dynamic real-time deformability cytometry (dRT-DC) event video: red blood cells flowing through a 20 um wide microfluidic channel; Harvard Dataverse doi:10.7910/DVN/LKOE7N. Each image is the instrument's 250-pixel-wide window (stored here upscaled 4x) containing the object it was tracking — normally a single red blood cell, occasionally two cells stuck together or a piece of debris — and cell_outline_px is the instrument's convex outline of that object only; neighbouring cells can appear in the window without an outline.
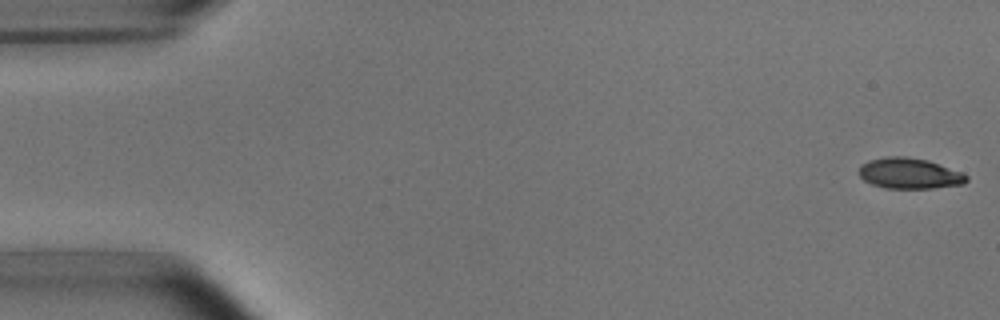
{"species": "common noctule bat (a hibernating species)", "species_latin": "Nyctalus noctula", "temperature_condition": "room temperature", "stored_images_in_passage": 6, "segment_of_instrument_passage": [1, 2], "camera_frame_rate_fps": 3000, "um_per_image_px": 0.085, "animal": {"sex": "male", "body_mass_g": 15.6}, "frame": {"image": 1, "passage_image": 1, "time_ms": 0.0, "image_size_px": [1000, 320], "cell_outline_px": [[968, 180], [964, 184], [932, 188], [884, 188], [872, 184], [864, 180], [860, 176], [860, 164], [868, 160], [888, 156], [904, 156], [928, 160], [964, 172], [968, 176]], "centroid_in_image_um": [77.33, 14.73], "position_along_channel_um": 7.7, "area_um2": 19.42}}
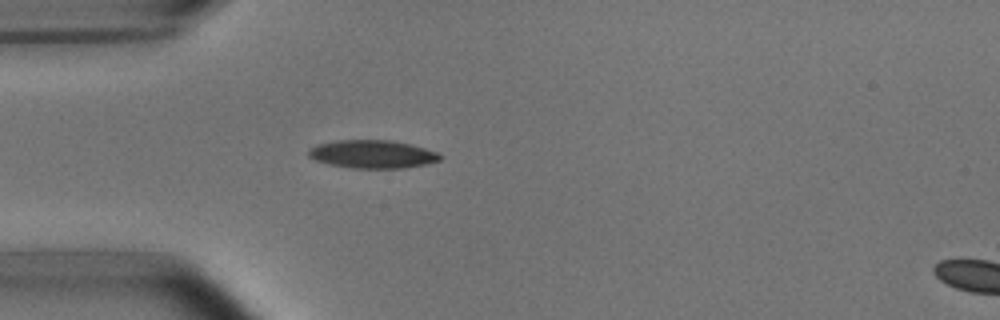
{"frame": {"image": 2, "passage_image": 5, "time_ms": 4.667, "image_size_px": [1000, 320], "cell_outline_px": [[444, 156], [440, 160], [428, 164], [404, 168], [352, 168], [328, 164], [316, 160], [308, 156], [308, 148], [316, 144], [336, 140], [392, 140], [424, 148], [436, 152]], "centroid_in_image_um": [31.64, 13.1], "position_along_channel_um": 53.4, "area_um2": 21.68}}